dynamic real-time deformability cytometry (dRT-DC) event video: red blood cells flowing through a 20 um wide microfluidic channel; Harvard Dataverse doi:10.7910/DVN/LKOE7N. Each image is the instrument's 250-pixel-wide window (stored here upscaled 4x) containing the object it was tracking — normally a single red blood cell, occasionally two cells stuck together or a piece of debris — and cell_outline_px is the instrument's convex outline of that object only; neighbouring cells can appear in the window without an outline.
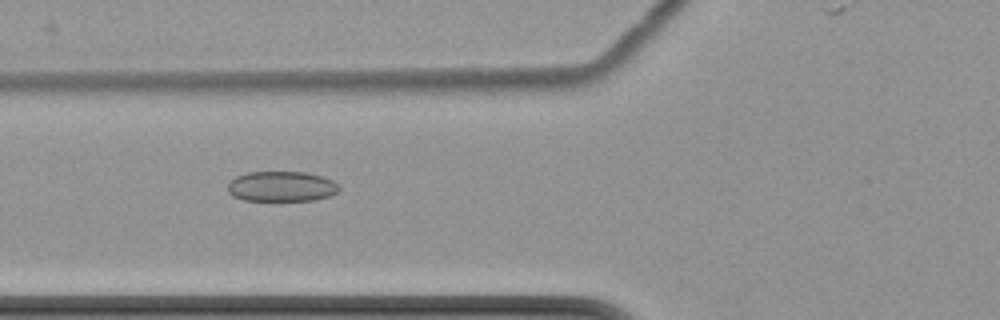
{"species": "common noctule bat (a hibernating species)", "species_latin": "Nyctalus noctula", "temperature_condition": "cold", "stored_images_in_passage": 9, "camera_frame_rate_fps": 3000, "um_per_image_px": 0.085, "animal": {"sex": "female", "body_mass_g": 22.7, "forearm_length_mm": 54.2}, "frame": {"image": 1, "passage_image": 6, "time_ms": 6.0, "image_size_px": [1000, 320], "cell_outline_px": [[340, 188], [336, 192], [328, 196], [312, 200], [244, 200], [232, 196], [228, 192], [228, 184], [236, 176], [248, 172], [304, 172], [320, 176], [332, 180]], "centroid_in_image_um": [23.89, 15.84], "position_along_channel_um": 101.9, "area_um2": 19.36}}
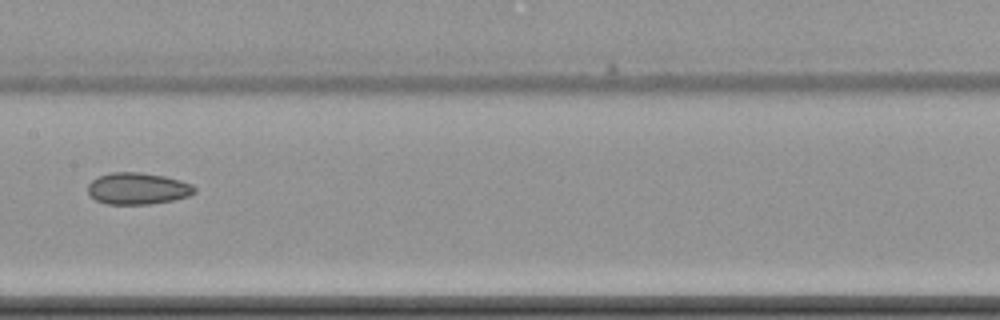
{"frame": {"image": 2, "passage_image": 8, "time_ms": 8.667, "image_size_px": [1000, 320], "cell_outline_px": [[196, 192], [188, 196], [172, 200], [148, 204], [108, 204], [96, 200], [88, 192], [88, 184], [92, 180], [100, 176], [112, 172], [140, 172], [164, 176], [180, 180], [192, 184], [196, 188]], "centroid_in_image_um": [11.72, 16.02], "position_along_channel_um": 195.7, "area_um2": 19.59}}
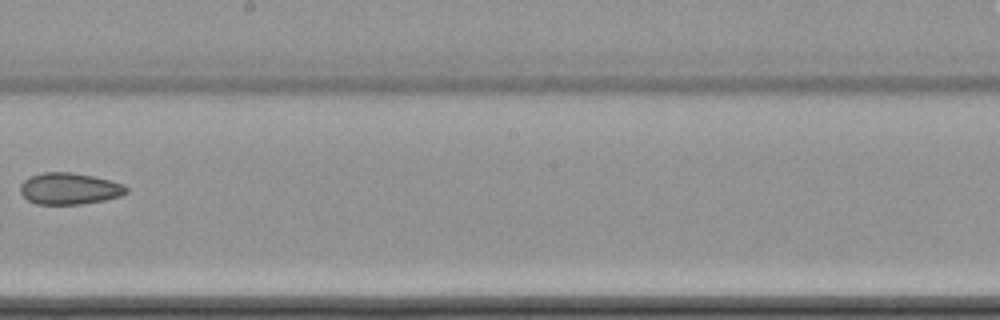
{"frame": {"image": 3, "passage_image": 9, "time_ms": 10.0, "image_size_px": [1000, 320], "cell_outline_px": [[128, 192], [120, 196], [104, 200], [80, 204], [36, 204], [28, 200], [20, 192], [20, 184], [24, 180], [32, 176], [44, 172], [72, 172], [92, 176], [108, 180], [120, 184], [128, 188]], "centroid_in_image_um": [5.87, 16.04], "position_along_channel_um": 242.3, "area_um2": 19.31}}